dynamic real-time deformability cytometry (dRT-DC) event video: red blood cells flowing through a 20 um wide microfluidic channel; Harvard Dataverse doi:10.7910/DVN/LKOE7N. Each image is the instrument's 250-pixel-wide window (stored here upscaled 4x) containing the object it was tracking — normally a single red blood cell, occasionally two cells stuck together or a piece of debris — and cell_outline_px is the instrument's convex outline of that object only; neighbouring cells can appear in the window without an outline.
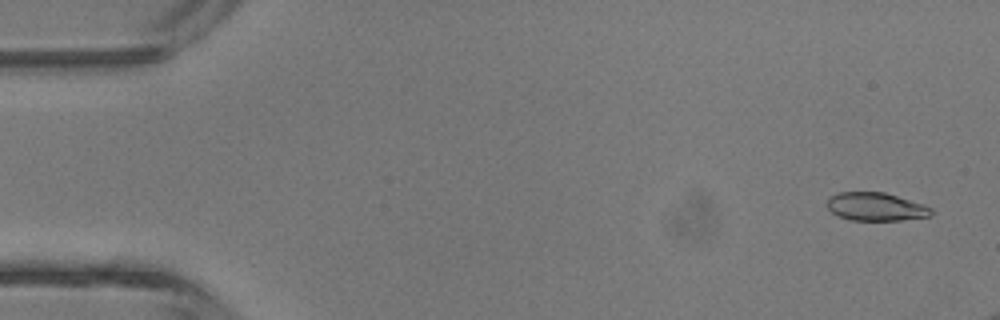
{"species": "common noctule bat (a hibernating species)", "species_latin": "Nyctalus noctula", "temperature_condition": "room temperature", "stored_images_in_passage": 4, "camera_frame_rate_fps": 3000, "um_per_image_px": 0.085, "animal": {"sex": "male", "body_mass_g": 13.3}, "frame": {"image": 1, "passage_image": 1, "time_ms": 0.0, "image_size_px": [1000, 320], "cell_outline_px": [[932, 216], [900, 220], [848, 220], [832, 212], [828, 208], [828, 200], [836, 192], [884, 192], [924, 204], [932, 208]], "centroid_in_image_um": [74.47, 17.57], "position_along_channel_um": 10.5, "area_um2": 17.05}}